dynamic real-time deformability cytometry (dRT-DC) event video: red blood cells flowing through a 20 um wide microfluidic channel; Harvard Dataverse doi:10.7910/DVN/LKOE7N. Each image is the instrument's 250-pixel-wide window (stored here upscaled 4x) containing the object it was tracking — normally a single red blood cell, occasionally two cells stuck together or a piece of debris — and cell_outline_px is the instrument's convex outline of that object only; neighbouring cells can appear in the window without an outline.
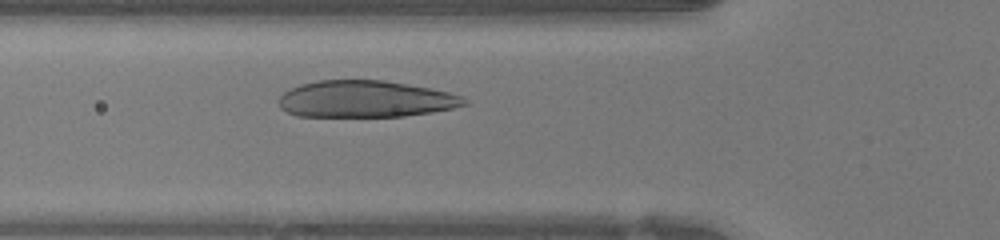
{"species": "human", "species_latin": "Homo sapiens", "temperature_condition": "warm", "stored_images_in_passage": 36, "camera_frame_rate_fps": 3000, "um_per_image_px": 0.085, "donor": {"sex": "female"}, "frame": {"image": 1, "passage_image": 14, "time_ms": 4.333, "image_size_px": [1000, 240], "cell_outline_px": [[468, 104], [452, 108], [432, 112], [404, 116], [296, 116], [280, 108], [280, 96], [284, 92], [300, 84], [316, 80], [384, 80], [408, 84], [448, 92], [460, 96], [468, 100]], "centroid_in_image_um": [31.06, 8.41], "position_along_channel_um": 94.7, "area_um2": 39.54}}
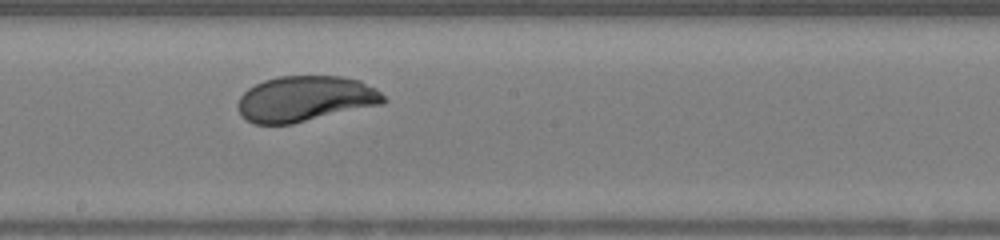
{"frame": {"image": 2, "passage_image": 23, "time_ms": 7.333, "image_size_px": [1000, 240], "cell_outline_px": [[388, 100], [384, 104], [292, 124], [256, 124], [240, 116], [236, 104], [240, 96], [248, 88], [264, 80], [280, 76], [340, 76], [360, 80], [376, 88]], "centroid_in_image_um": [25.96, 8.4], "position_along_channel_um": 222.2, "area_um2": 39.02}}
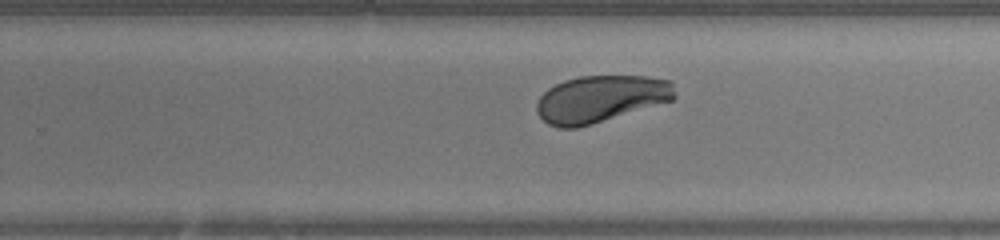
{"frame": {"image": 3, "passage_image": 27, "time_ms": 8.667, "image_size_px": [1000, 240], "cell_outline_px": [[676, 96], [672, 100], [592, 124], [576, 128], [560, 128], [548, 124], [536, 112], [536, 104], [540, 96], [548, 88], [564, 80], [580, 76], [644, 76], [672, 80]], "centroid_in_image_um": [51.04, 8.4], "position_along_channel_um": 278.8, "area_um2": 37.69}, "authors_computed_cell_mechanics": {"area_um2": 39.5352, "velocity_mm_per_s": 4.2376, "shape_relaxation_time_tau1_ms": 3.3286, "shape_relaxation_time_tau2_ms": null, "deformation_change_tau1": 0.2035, "deformation_change_tau2": null}}